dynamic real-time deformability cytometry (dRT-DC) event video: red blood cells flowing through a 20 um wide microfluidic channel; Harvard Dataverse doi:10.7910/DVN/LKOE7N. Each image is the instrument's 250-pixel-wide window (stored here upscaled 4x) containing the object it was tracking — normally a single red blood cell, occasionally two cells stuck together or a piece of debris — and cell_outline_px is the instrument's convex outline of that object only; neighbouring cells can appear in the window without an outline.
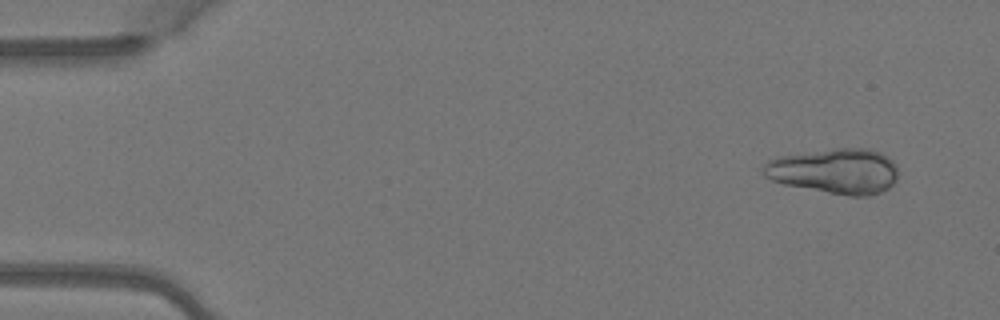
{"species": "Egyptian fruit bat (a non-hibernating species)", "species_latin": "Rousettus aegyptiacus", "temperature_condition": "warm", "stored_images_in_passage": 5, "camera_frame_rate_fps": 3000, "um_per_image_px": 0.085, "animal": {"sex": "female"}, "frame": {"image": 1, "passage_image": 1, "time_ms": 0.0, "image_size_px": [1000, 320], "cell_outline_px": [[896, 180], [888, 188], [880, 192], [868, 196], [848, 196], [784, 184], [772, 180], [764, 176], [760, 172], [764, 164], [768, 160], [780, 156], [832, 148], [872, 148], [888, 156], [896, 164]], "centroid_in_image_um": [70.96, 14.53], "position_along_channel_um": 14.0, "area_um2": 35.78}}